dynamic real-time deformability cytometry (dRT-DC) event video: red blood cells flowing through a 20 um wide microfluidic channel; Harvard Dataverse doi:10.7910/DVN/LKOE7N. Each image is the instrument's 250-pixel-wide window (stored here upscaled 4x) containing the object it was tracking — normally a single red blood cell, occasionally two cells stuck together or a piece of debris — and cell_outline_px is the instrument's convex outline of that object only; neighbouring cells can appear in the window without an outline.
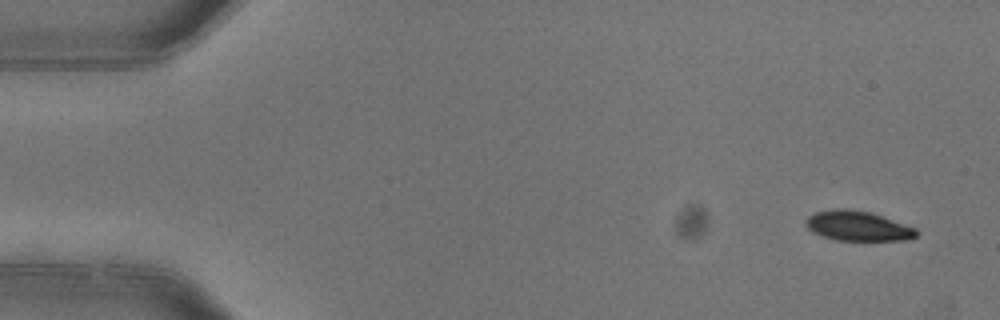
{"species": "common noctule bat (a hibernating species)", "species_latin": "Nyctalus noctula", "temperature_condition": "warm", "stored_images_in_passage": 5, "segment_of_instrument_passage": [2, 2], "camera_frame_rate_fps": 3000, "um_per_image_px": 0.085, "animal": {"sex": "female"}, "frame": {"image": 1, "passage_image": 5, "time_ms": 1.333, "image_size_px": [1000, 320], "cell_outline_px": [[916, 236], [908, 240], [836, 240], [812, 232], [808, 228], [808, 216], [816, 212], [836, 208], [848, 208], [868, 212], [916, 228]], "centroid_in_image_um": [72.91, 19.21], "position_along_channel_um": 12.1, "area_um2": 18.79}}